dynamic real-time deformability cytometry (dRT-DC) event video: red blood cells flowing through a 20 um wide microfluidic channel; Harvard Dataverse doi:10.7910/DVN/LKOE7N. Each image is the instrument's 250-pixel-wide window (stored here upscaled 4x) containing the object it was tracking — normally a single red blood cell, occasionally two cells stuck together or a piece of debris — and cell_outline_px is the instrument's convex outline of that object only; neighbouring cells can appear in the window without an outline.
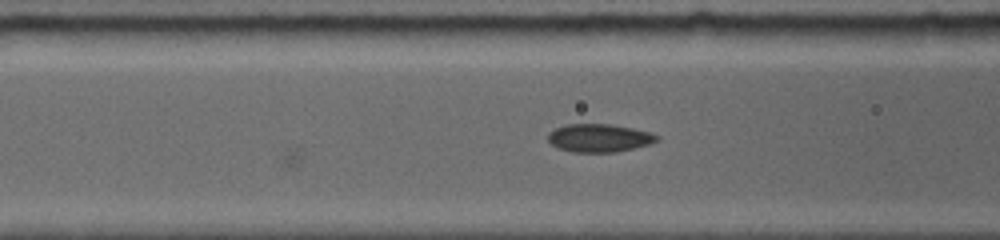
{"species": "common noctule bat (a hibernating species)", "species_latin": "Nyctalus noctula", "temperature_condition": "room temperature", "stored_images_in_passage": 14, "camera_frame_rate_fps": 5000, "um_per_image_px": 0.085, "animal": {"sex": "female", "body_mass_g": 19.0, "forearm_length_mm": 56.7}, "frame": {"image": 1, "passage_image": 14, "time_ms": 6.2, "image_size_px": [1000, 240], "cell_outline_px": [[656, 140], [648, 144], [632, 148], [612, 152], [576, 152], [560, 148], [552, 144], [548, 140], [548, 136], [556, 128], [568, 124], [608, 124], [648, 132], [656, 136]], "centroid_in_image_um": [50.87, 11.73], "position_along_channel_um": 115.7, "area_um2": 17.05}}